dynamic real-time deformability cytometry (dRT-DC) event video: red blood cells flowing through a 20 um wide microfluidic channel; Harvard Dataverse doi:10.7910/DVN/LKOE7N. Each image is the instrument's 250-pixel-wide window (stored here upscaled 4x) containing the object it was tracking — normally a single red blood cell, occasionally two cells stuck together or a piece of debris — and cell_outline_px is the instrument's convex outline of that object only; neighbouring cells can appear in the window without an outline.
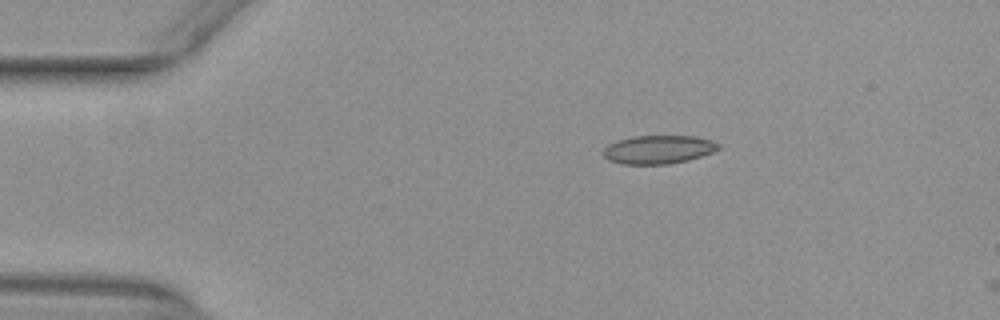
{"species": "common noctule bat (a hibernating species)", "species_latin": "Nyctalus noctula", "temperature_condition": "warm", "stored_images_in_passage": 2, "camera_frame_rate_fps": 3000, "um_per_image_px": 0.085, "animal": {"sex": "female", "body_mass_g": 29.2, "forearm_length_mm": 56.3}, "frame": {"image": 1, "passage_image": 1, "time_ms": 0.0, "image_size_px": [1000, 320], "cell_outline_px": [[720, 148], [712, 152], [688, 160], [668, 164], [620, 164], [608, 160], [604, 156], [604, 148], [608, 144], [632, 136], [692, 136], [712, 140], [720, 144]], "centroid_in_image_um": [55.96, 12.71], "position_along_channel_um": 29.0, "area_um2": 19.02}}